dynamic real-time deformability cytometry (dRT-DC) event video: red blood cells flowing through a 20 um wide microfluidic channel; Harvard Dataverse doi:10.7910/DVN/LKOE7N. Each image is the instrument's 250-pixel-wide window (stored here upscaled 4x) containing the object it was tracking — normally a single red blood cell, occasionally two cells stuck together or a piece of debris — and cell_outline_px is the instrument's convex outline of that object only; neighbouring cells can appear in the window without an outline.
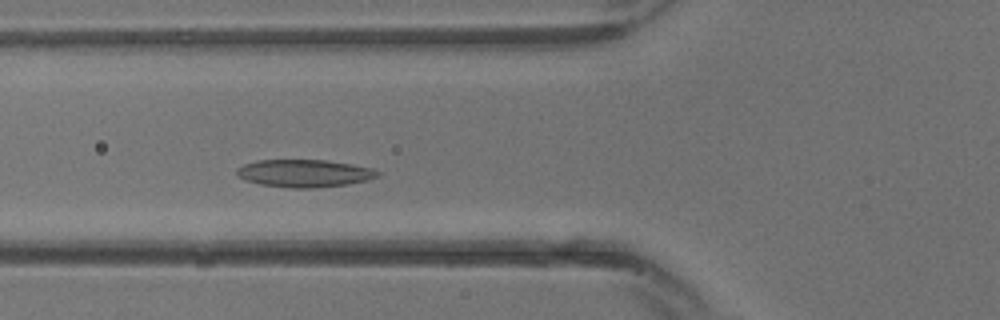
{"species": "common noctule bat (a hibernating species)", "species_latin": "Nyctalus noctula", "temperature_condition": "warm", "stored_images_in_passage": 8, "camera_frame_rate_fps": 3000, "um_per_image_px": 0.085, "animal": {"sex": "male", "body_mass_g": 13.3}, "frame": {"image": 1, "passage_image": 8, "time_ms": 2.333, "image_size_px": [1000, 320], "cell_outline_px": [[380, 176], [368, 180], [348, 184], [312, 188], [292, 188], [260, 184], [244, 180], [236, 172], [236, 168], [244, 164], [256, 160], [328, 160], [352, 164], [372, 168], [380, 172]], "centroid_in_image_um": [25.89, 14.72], "position_along_channel_um": 99.9, "area_um2": 22.72}}